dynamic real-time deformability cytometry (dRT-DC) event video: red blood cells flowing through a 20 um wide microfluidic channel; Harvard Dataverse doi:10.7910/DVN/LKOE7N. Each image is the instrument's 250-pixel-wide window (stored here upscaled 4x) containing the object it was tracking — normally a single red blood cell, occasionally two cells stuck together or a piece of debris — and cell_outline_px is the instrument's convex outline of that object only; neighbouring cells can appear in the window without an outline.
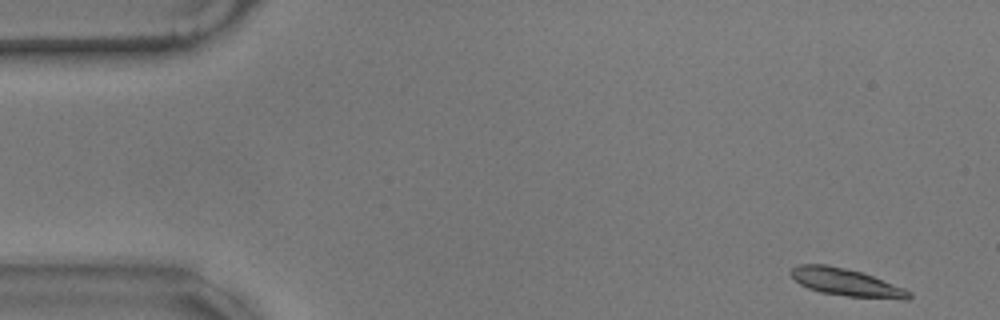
{"species": "common noctule bat (a hibernating species)", "species_latin": "Nyctalus noctula", "temperature_condition": "warm", "stored_images_in_passage": 55, "camera_frame_rate_fps": 3000, "um_per_image_px": 0.085, "animal": {"sex": "male", "body_mass_g": 17.9}, "frame": {"image": 1, "passage_image": 1, "time_ms": 0.0, "image_size_px": [1000, 320], "cell_outline_px": [[912, 296], [908, 300], [904, 300], [848, 296], [820, 292], [808, 288], [800, 284], [788, 272], [792, 268], [800, 264], [828, 264], [860, 272], [872, 276], [904, 288], [912, 292]], "centroid_in_image_um": [71.94, 24.01], "position_along_channel_um": 13.1, "area_um2": 18.84}}
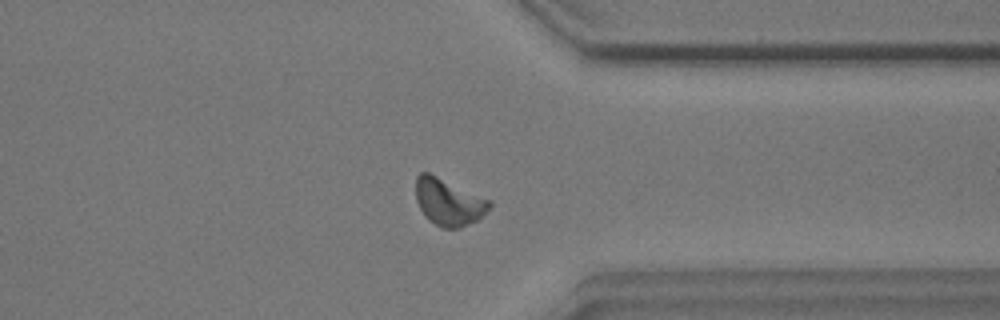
{"frame": {"image": 2, "passage_image": 42, "time_ms": 13.667, "image_size_px": [1000, 320], "cell_outline_px": [[492, 204], [476, 220], [460, 228], [440, 228], [428, 220], [424, 216], [416, 200], [416, 176], [420, 172], [428, 172], [492, 200]], "centroid_in_image_um": [38.1, 17.17], "position_along_channel_um": 373.3, "area_um2": 20.11}}
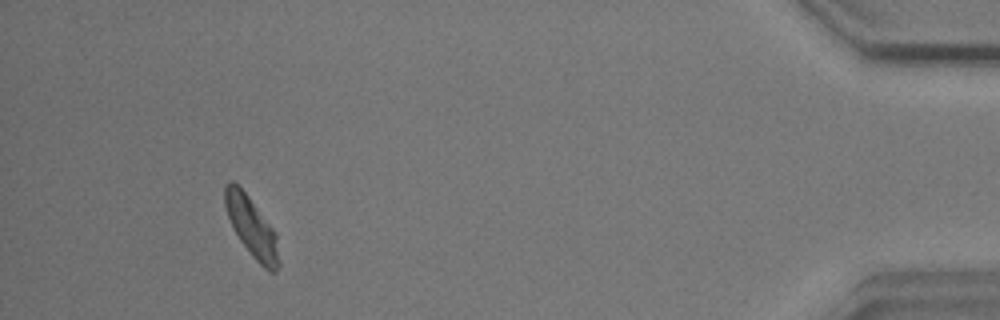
{"frame": {"image": 3, "passage_image": 51, "time_ms": 16.667, "image_size_px": [1000, 320], "cell_outline_px": [[280, 264], [276, 272], [268, 272], [252, 256], [240, 240], [228, 216], [224, 204], [224, 184], [228, 180], [232, 180], [248, 196], [276, 232]], "centroid_in_image_um": [21.4, 19.31], "position_along_channel_um": 413.8, "area_um2": 18.67}, "authors_computed_cell_mechanics": {"area_um2": 19.074, "velocity_mm_per_s": 3.4661, "shape_relaxation_time_tau1_ms": 3.4028, "shape_relaxation_time_tau2_ms": 7.0587, "deformation_change_tau1": 0.1277, "deformation_change_tau2": 0.1233}}